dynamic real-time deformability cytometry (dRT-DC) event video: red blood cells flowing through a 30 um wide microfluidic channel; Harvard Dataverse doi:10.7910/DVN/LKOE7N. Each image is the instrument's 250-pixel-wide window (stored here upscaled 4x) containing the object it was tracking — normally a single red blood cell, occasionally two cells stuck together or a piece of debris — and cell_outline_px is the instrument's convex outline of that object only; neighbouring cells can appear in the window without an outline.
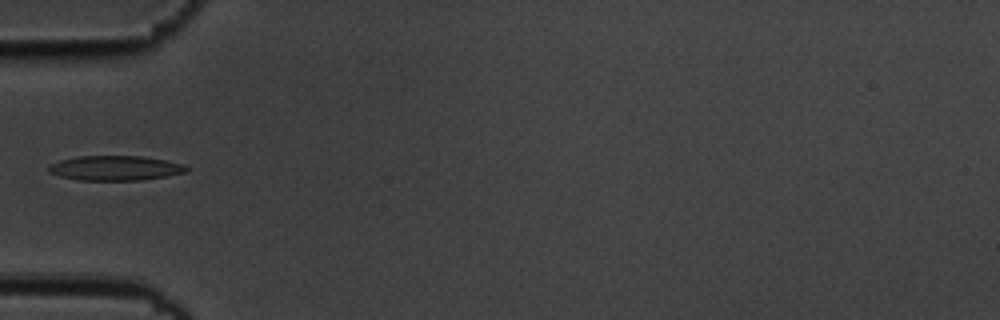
{"species": "common noctule bat (a hibernating species)", "species_latin": "Nyctalus noctula", "temperature_condition": "cold", "stored_images_in_passage": 6, "camera_frame_rate_fps": 3000, "um_per_image_px": 0.085, "animal": {"sex": "male", "body_mass_g": 19.5, "forearm_length_mm": 54.6}, "frame": {"image": 1, "passage_image": 6, "time_ms": 1.667, "image_size_px": [1000, 320], "cell_outline_px": [[188, 168], [184, 172], [168, 176], [140, 180], [80, 180], [60, 176], [48, 172], [48, 164], [60, 160], [76, 156], [140, 156], [168, 160], [184, 164]], "centroid_in_image_um": [9.78, 14.28], "position_along_channel_um": 75.2, "area_um2": 19.94}}